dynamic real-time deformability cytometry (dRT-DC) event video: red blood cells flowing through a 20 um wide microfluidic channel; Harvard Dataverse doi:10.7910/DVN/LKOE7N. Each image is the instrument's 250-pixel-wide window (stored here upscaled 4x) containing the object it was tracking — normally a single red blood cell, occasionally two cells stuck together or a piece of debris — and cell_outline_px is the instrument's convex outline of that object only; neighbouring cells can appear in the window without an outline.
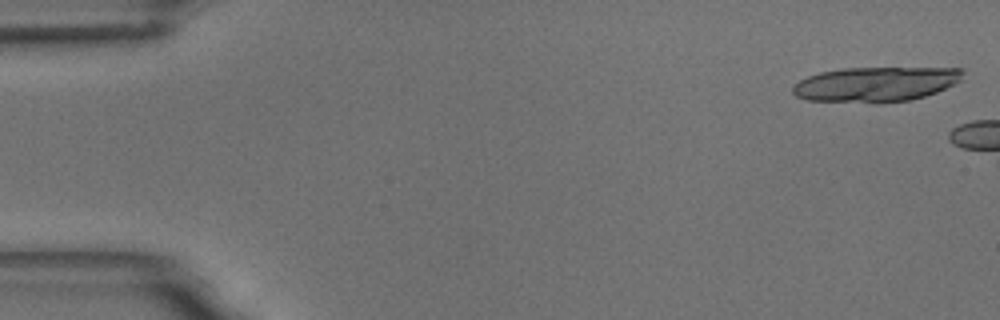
{"species": "common noctule bat (a hibernating species)", "species_latin": "Nyctalus noctula", "temperature_condition": "room temperature", "stored_images_in_passage": 5, "camera_frame_rate_fps": 3000, "um_per_image_px": 0.085, "animal": {"sex": "male", "body_mass_g": 18.8}, "frame": {"image": 1, "passage_image": 1, "time_ms": 0.0, "image_size_px": [1000, 320], "cell_outline_px": [[964, 72], [960, 80], [936, 92], [924, 96], [908, 100], [872, 104], [808, 100], [796, 96], [792, 92], [792, 88], [800, 80], [808, 76], [820, 72], [840, 68], [964, 68]], "centroid_in_image_um": [74.4, 7.17], "position_along_channel_um": 10.6, "area_um2": 34.68}}